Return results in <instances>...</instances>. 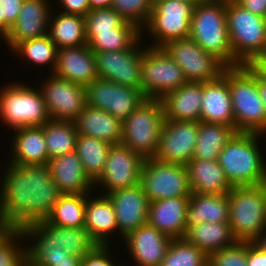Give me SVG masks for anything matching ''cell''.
I'll list each match as a JSON object with an SVG mask.
<instances>
[{"instance_id":"obj_30","label":"cell","mask_w":266,"mask_h":266,"mask_svg":"<svg viewBox=\"0 0 266 266\" xmlns=\"http://www.w3.org/2000/svg\"><path fill=\"white\" fill-rule=\"evenodd\" d=\"M186 168L192 193L228 194L233 188L218 160L191 159Z\"/></svg>"},{"instance_id":"obj_3","label":"cell","mask_w":266,"mask_h":266,"mask_svg":"<svg viewBox=\"0 0 266 266\" xmlns=\"http://www.w3.org/2000/svg\"><path fill=\"white\" fill-rule=\"evenodd\" d=\"M263 134L236 132L218 157L232 187L256 186L266 177V157L260 148Z\"/></svg>"},{"instance_id":"obj_12","label":"cell","mask_w":266,"mask_h":266,"mask_svg":"<svg viewBox=\"0 0 266 266\" xmlns=\"http://www.w3.org/2000/svg\"><path fill=\"white\" fill-rule=\"evenodd\" d=\"M22 231L31 242L27 245V259L35 265L81 266L83 257L70 255L61 246L60 227L43 220L29 224Z\"/></svg>"},{"instance_id":"obj_23","label":"cell","mask_w":266,"mask_h":266,"mask_svg":"<svg viewBox=\"0 0 266 266\" xmlns=\"http://www.w3.org/2000/svg\"><path fill=\"white\" fill-rule=\"evenodd\" d=\"M188 206L189 197L152 201L149 203L148 224L171 239L184 238Z\"/></svg>"},{"instance_id":"obj_53","label":"cell","mask_w":266,"mask_h":266,"mask_svg":"<svg viewBox=\"0 0 266 266\" xmlns=\"http://www.w3.org/2000/svg\"><path fill=\"white\" fill-rule=\"evenodd\" d=\"M113 0H89L90 9L110 8Z\"/></svg>"},{"instance_id":"obj_46","label":"cell","mask_w":266,"mask_h":266,"mask_svg":"<svg viewBox=\"0 0 266 266\" xmlns=\"http://www.w3.org/2000/svg\"><path fill=\"white\" fill-rule=\"evenodd\" d=\"M109 245H97L82 259L81 266H119V263H114L115 259L111 258ZM114 263V264H113ZM121 266V264H120Z\"/></svg>"},{"instance_id":"obj_25","label":"cell","mask_w":266,"mask_h":266,"mask_svg":"<svg viewBox=\"0 0 266 266\" xmlns=\"http://www.w3.org/2000/svg\"><path fill=\"white\" fill-rule=\"evenodd\" d=\"M89 194L85 204L84 228L97 245H109L111 234L118 232L113 203L107 194L93 195L95 197Z\"/></svg>"},{"instance_id":"obj_42","label":"cell","mask_w":266,"mask_h":266,"mask_svg":"<svg viewBox=\"0 0 266 266\" xmlns=\"http://www.w3.org/2000/svg\"><path fill=\"white\" fill-rule=\"evenodd\" d=\"M24 240L22 229H10L0 239V266H24L27 259V244L22 246Z\"/></svg>"},{"instance_id":"obj_47","label":"cell","mask_w":266,"mask_h":266,"mask_svg":"<svg viewBox=\"0 0 266 266\" xmlns=\"http://www.w3.org/2000/svg\"><path fill=\"white\" fill-rule=\"evenodd\" d=\"M60 11L67 14L86 16L91 10L89 0H58Z\"/></svg>"},{"instance_id":"obj_59","label":"cell","mask_w":266,"mask_h":266,"mask_svg":"<svg viewBox=\"0 0 266 266\" xmlns=\"http://www.w3.org/2000/svg\"><path fill=\"white\" fill-rule=\"evenodd\" d=\"M261 185L263 186L264 190L266 191V177H265V179L263 180V182H262Z\"/></svg>"},{"instance_id":"obj_7","label":"cell","mask_w":266,"mask_h":266,"mask_svg":"<svg viewBox=\"0 0 266 266\" xmlns=\"http://www.w3.org/2000/svg\"><path fill=\"white\" fill-rule=\"evenodd\" d=\"M0 90V119L12 130L42 126L50 120L39 88L24 83H7Z\"/></svg>"},{"instance_id":"obj_58","label":"cell","mask_w":266,"mask_h":266,"mask_svg":"<svg viewBox=\"0 0 266 266\" xmlns=\"http://www.w3.org/2000/svg\"><path fill=\"white\" fill-rule=\"evenodd\" d=\"M24 266H37L34 263L30 262L28 259L25 260Z\"/></svg>"},{"instance_id":"obj_2","label":"cell","mask_w":266,"mask_h":266,"mask_svg":"<svg viewBox=\"0 0 266 266\" xmlns=\"http://www.w3.org/2000/svg\"><path fill=\"white\" fill-rule=\"evenodd\" d=\"M235 131L266 135V109L258 90V74L249 66L227 67Z\"/></svg>"},{"instance_id":"obj_8","label":"cell","mask_w":266,"mask_h":266,"mask_svg":"<svg viewBox=\"0 0 266 266\" xmlns=\"http://www.w3.org/2000/svg\"><path fill=\"white\" fill-rule=\"evenodd\" d=\"M164 120L160 99L147 98L122 122L121 143L144 159L153 158Z\"/></svg>"},{"instance_id":"obj_15","label":"cell","mask_w":266,"mask_h":266,"mask_svg":"<svg viewBox=\"0 0 266 266\" xmlns=\"http://www.w3.org/2000/svg\"><path fill=\"white\" fill-rule=\"evenodd\" d=\"M45 79L39 90L50 120L73 122L87 105L86 88L53 74Z\"/></svg>"},{"instance_id":"obj_34","label":"cell","mask_w":266,"mask_h":266,"mask_svg":"<svg viewBox=\"0 0 266 266\" xmlns=\"http://www.w3.org/2000/svg\"><path fill=\"white\" fill-rule=\"evenodd\" d=\"M235 133L231 126L200 121L192 159L218 160L221 151Z\"/></svg>"},{"instance_id":"obj_35","label":"cell","mask_w":266,"mask_h":266,"mask_svg":"<svg viewBox=\"0 0 266 266\" xmlns=\"http://www.w3.org/2000/svg\"><path fill=\"white\" fill-rule=\"evenodd\" d=\"M110 148L111 144L105 141L87 135L77 136L75 152L93 182L103 173Z\"/></svg>"},{"instance_id":"obj_44","label":"cell","mask_w":266,"mask_h":266,"mask_svg":"<svg viewBox=\"0 0 266 266\" xmlns=\"http://www.w3.org/2000/svg\"><path fill=\"white\" fill-rule=\"evenodd\" d=\"M60 242L68 254L82 257L97 246L84 227H60Z\"/></svg>"},{"instance_id":"obj_21","label":"cell","mask_w":266,"mask_h":266,"mask_svg":"<svg viewBox=\"0 0 266 266\" xmlns=\"http://www.w3.org/2000/svg\"><path fill=\"white\" fill-rule=\"evenodd\" d=\"M50 3L48 0H23L5 45L12 50L22 41L47 35L50 17L54 13Z\"/></svg>"},{"instance_id":"obj_40","label":"cell","mask_w":266,"mask_h":266,"mask_svg":"<svg viewBox=\"0 0 266 266\" xmlns=\"http://www.w3.org/2000/svg\"><path fill=\"white\" fill-rule=\"evenodd\" d=\"M160 266H208V255L185 238L172 239Z\"/></svg>"},{"instance_id":"obj_41","label":"cell","mask_w":266,"mask_h":266,"mask_svg":"<svg viewBox=\"0 0 266 266\" xmlns=\"http://www.w3.org/2000/svg\"><path fill=\"white\" fill-rule=\"evenodd\" d=\"M87 43L98 33L112 31L114 28H138L125 21L115 10L101 8L90 10L85 16Z\"/></svg>"},{"instance_id":"obj_39","label":"cell","mask_w":266,"mask_h":266,"mask_svg":"<svg viewBox=\"0 0 266 266\" xmlns=\"http://www.w3.org/2000/svg\"><path fill=\"white\" fill-rule=\"evenodd\" d=\"M144 32L139 28H114L98 32L87 45L93 52L123 51L131 48Z\"/></svg>"},{"instance_id":"obj_29","label":"cell","mask_w":266,"mask_h":266,"mask_svg":"<svg viewBox=\"0 0 266 266\" xmlns=\"http://www.w3.org/2000/svg\"><path fill=\"white\" fill-rule=\"evenodd\" d=\"M73 122L78 135H87L111 145L121 143L123 123L102 109L86 105Z\"/></svg>"},{"instance_id":"obj_48","label":"cell","mask_w":266,"mask_h":266,"mask_svg":"<svg viewBox=\"0 0 266 266\" xmlns=\"http://www.w3.org/2000/svg\"><path fill=\"white\" fill-rule=\"evenodd\" d=\"M23 0H0V10L4 20L12 26L18 18Z\"/></svg>"},{"instance_id":"obj_10","label":"cell","mask_w":266,"mask_h":266,"mask_svg":"<svg viewBox=\"0 0 266 266\" xmlns=\"http://www.w3.org/2000/svg\"><path fill=\"white\" fill-rule=\"evenodd\" d=\"M145 48L141 58V91L147 98L161 99L188 82L182 69L162 47Z\"/></svg>"},{"instance_id":"obj_9","label":"cell","mask_w":266,"mask_h":266,"mask_svg":"<svg viewBox=\"0 0 266 266\" xmlns=\"http://www.w3.org/2000/svg\"><path fill=\"white\" fill-rule=\"evenodd\" d=\"M194 8L195 4L182 0H154L150 19L143 28L153 38L150 46L163 47L170 41L189 37Z\"/></svg>"},{"instance_id":"obj_54","label":"cell","mask_w":266,"mask_h":266,"mask_svg":"<svg viewBox=\"0 0 266 266\" xmlns=\"http://www.w3.org/2000/svg\"><path fill=\"white\" fill-rule=\"evenodd\" d=\"M258 90L266 109V82L258 75Z\"/></svg>"},{"instance_id":"obj_18","label":"cell","mask_w":266,"mask_h":266,"mask_svg":"<svg viewBox=\"0 0 266 266\" xmlns=\"http://www.w3.org/2000/svg\"><path fill=\"white\" fill-rule=\"evenodd\" d=\"M199 122L164 120L154 159L186 166L192 159Z\"/></svg>"},{"instance_id":"obj_57","label":"cell","mask_w":266,"mask_h":266,"mask_svg":"<svg viewBox=\"0 0 266 266\" xmlns=\"http://www.w3.org/2000/svg\"><path fill=\"white\" fill-rule=\"evenodd\" d=\"M182 1H186V2H189V3H191V4H195V5H197V4H199L200 2H203V1H205V0H182Z\"/></svg>"},{"instance_id":"obj_43","label":"cell","mask_w":266,"mask_h":266,"mask_svg":"<svg viewBox=\"0 0 266 266\" xmlns=\"http://www.w3.org/2000/svg\"><path fill=\"white\" fill-rule=\"evenodd\" d=\"M153 5L154 0H113L111 8L125 21L143 30L150 19Z\"/></svg>"},{"instance_id":"obj_22","label":"cell","mask_w":266,"mask_h":266,"mask_svg":"<svg viewBox=\"0 0 266 266\" xmlns=\"http://www.w3.org/2000/svg\"><path fill=\"white\" fill-rule=\"evenodd\" d=\"M52 74L86 88L99 78L94 52L87 44L58 49L57 62Z\"/></svg>"},{"instance_id":"obj_38","label":"cell","mask_w":266,"mask_h":266,"mask_svg":"<svg viewBox=\"0 0 266 266\" xmlns=\"http://www.w3.org/2000/svg\"><path fill=\"white\" fill-rule=\"evenodd\" d=\"M13 54H16L22 60L25 59V62L29 61L36 66H45L48 64L51 74L53 73L56 62H57V53L58 47L47 35L43 37H38L30 40H25L18 43L12 50Z\"/></svg>"},{"instance_id":"obj_24","label":"cell","mask_w":266,"mask_h":266,"mask_svg":"<svg viewBox=\"0 0 266 266\" xmlns=\"http://www.w3.org/2000/svg\"><path fill=\"white\" fill-rule=\"evenodd\" d=\"M47 165L61 194H92L94 182L75 151L51 158Z\"/></svg>"},{"instance_id":"obj_19","label":"cell","mask_w":266,"mask_h":266,"mask_svg":"<svg viewBox=\"0 0 266 266\" xmlns=\"http://www.w3.org/2000/svg\"><path fill=\"white\" fill-rule=\"evenodd\" d=\"M113 203L117 218L118 234L122 240L131 231L148 223L149 203L139 184L107 193ZM123 235V236H122Z\"/></svg>"},{"instance_id":"obj_32","label":"cell","mask_w":266,"mask_h":266,"mask_svg":"<svg viewBox=\"0 0 266 266\" xmlns=\"http://www.w3.org/2000/svg\"><path fill=\"white\" fill-rule=\"evenodd\" d=\"M57 12L58 14H51L48 36L58 49L86 45L85 17Z\"/></svg>"},{"instance_id":"obj_20","label":"cell","mask_w":266,"mask_h":266,"mask_svg":"<svg viewBox=\"0 0 266 266\" xmlns=\"http://www.w3.org/2000/svg\"><path fill=\"white\" fill-rule=\"evenodd\" d=\"M123 241L135 266H160L172 239L147 223L129 232Z\"/></svg>"},{"instance_id":"obj_36","label":"cell","mask_w":266,"mask_h":266,"mask_svg":"<svg viewBox=\"0 0 266 266\" xmlns=\"http://www.w3.org/2000/svg\"><path fill=\"white\" fill-rule=\"evenodd\" d=\"M87 194H62L46 219L58 227H84Z\"/></svg>"},{"instance_id":"obj_33","label":"cell","mask_w":266,"mask_h":266,"mask_svg":"<svg viewBox=\"0 0 266 266\" xmlns=\"http://www.w3.org/2000/svg\"><path fill=\"white\" fill-rule=\"evenodd\" d=\"M184 238L207 255L229 247L237 241L229 222H202L191 227Z\"/></svg>"},{"instance_id":"obj_56","label":"cell","mask_w":266,"mask_h":266,"mask_svg":"<svg viewBox=\"0 0 266 266\" xmlns=\"http://www.w3.org/2000/svg\"><path fill=\"white\" fill-rule=\"evenodd\" d=\"M11 229L5 222L0 220V239Z\"/></svg>"},{"instance_id":"obj_5","label":"cell","mask_w":266,"mask_h":266,"mask_svg":"<svg viewBox=\"0 0 266 266\" xmlns=\"http://www.w3.org/2000/svg\"><path fill=\"white\" fill-rule=\"evenodd\" d=\"M226 19L234 59L250 65L266 51V18L244 9L234 0H226Z\"/></svg>"},{"instance_id":"obj_4","label":"cell","mask_w":266,"mask_h":266,"mask_svg":"<svg viewBox=\"0 0 266 266\" xmlns=\"http://www.w3.org/2000/svg\"><path fill=\"white\" fill-rule=\"evenodd\" d=\"M190 38L227 67L241 66L233 56L226 19V0H205L195 5Z\"/></svg>"},{"instance_id":"obj_31","label":"cell","mask_w":266,"mask_h":266,"mask_svg":"<svg viewBox=\"0 0 266 266\" xmlns=\"http://www.w3.org/2000/svg\"><path fill=\"white\" fill-rule=\"evenodd\" d=\"M202 222H229L227 194L191 193L186 215V232Z\"/></svg>"},{"instance_id":"obj_11","label":"cell","mask_w":266,"mask_h":266,"mask_svg":"<svg viewBox=\"0 0 266 266\" xmlns=\"http://www.w3.org/2000/svg\"><path fill=\"white\" fill-rule=\"evenodd\" d=\"M140 185L150 202L190 197L192 193L186 166L161 162L154 158L144 159Z\"/></svg>"},{"instance_id":"obj_6","label":"cell","mask_w":266,"mask_h":266,"mask_svg":"<svg viewBox=\"0 0 266 266\" xmlns=\"http://www.w3.org/2000/svg\"><path fill=\"white\" fill-rule=\"evenodd\" d=\"M227 195L229 224L234 238L255 241L266 230V191L263 186L233 187Z\"/></svg>"},{"instance_id":"obj_13","label":"cell","mask_w":266,"mask_h":266,"mask_svg":"<svg viewBox=\"0 0 266 266\" xmlns=\"http://www.w3.org/2000/svg\"><path fill=\"white\" fill-rule=\"evenodd\" d=\"M182 69L188 82H210L227 68L216 56L203 50L192 38L170 41L162 47Z\"/></svg>"},{"instance_id":"obj_52","label":"cell","mask_w":266,"mask_h":266,"mask_svg":"<svg viewBox=\"0 0 266 266\" xmlns=\"http://www.w3.org/2000/svg\"><path fill=\"white\" fill-rule=\"evenodd\" d=\"M11 30V26L4 20V17L2 15V11L0 10V38L3 39L4 42L9 36Z\"/></svg>"},{"instance_id":"obj_16","label":"cell","mask_w":266,"mask_h":266,"mask_svg":"<svg viewBox=\"0 0 266 266\" xmlns=\"http://www.w3.org/2000/svg\"><path fill=\"white\" fill-rule=\"evenodd\" d=\"M142 39L123 51L94 52L98 77L141 90Z\"/></svg>"},{"instance_id":"obj_14","label":"cell","mask_w":266,"mask_h":266,"mask_svg":"<svg viewBox=\"0 0 266 266\" xmlns=\"http://www.w3.org/2000/svg\"><path fill=\"white\" fill-rule=\"evenodd\" d=\"M147 97L134 87L97 78L86 87L87 105L102 109L123 122Z\"/></svg>"},{"instance_id":"obj_49","label":"cell","mask_w":266,"mask_h":266,"mask_svg":"<svg viewBox=\"0 0 266 266\" xmlns=\"http://www.w3.org/2000/svg\"><path fill=\"white\" fill-rule=\"evenodd\" d=\"M247 266H266V251L254 241L247 242Z\"/></svg>"},{"instance_id":"obj_37","label":"cell","mask_w":266,"mask_h":266,"mask_svg":"<svg viewBox=\"0 0 266 266\" xmlns=\"http://www.w3.org/2000/svg\"><path fill=\"white\" fill-rule=\"evenodd\" d=\"M42 127L49 160L75 151L78 133L74 122L49 120Z\"/></svg>"},{"instance_id":"obj_28","label":"cell","mask_w":266,"mask_h":266,"mask_svg":"<svg viewBox=\"0 0 266 266\" xmlns=\"http://www.w3.org/2000/svg\"><path fill=\"white\" fill-rule=\"evenodd\" d=\"M10 158L14 165L48 164L49 155L42 126L20 127L13 130Z\"/></svg>"},{"instance_id":"obj_1","label":"cell","mask_w":266,"mask_h":266,"mask_svg":"<svg viewBox=\"0 0 266 266\" xmlns=\"http://www.w3.org/2000/svg\"><path fill=\"white\" fill-rule=\"evenodd\" d=\"M0 183V220L11 229H23L46 220L62 195L47 164L7 163Z\"/></svg>"},{"instance_id":"obj_51","label":"cell","mask_w":266,"mask_h":266,"mask_svg":"<svg viewBox=\"0 0 266 266\" xmlns=\"http://www.w3.org/2000/svg\"><path fill=\"white\" fill-rule=\"evenodd\" d=\"M266 82V58L258 57L249 65Z\"/></svg>"},{"instance_id":"obj_50","label":"cell","mask_w":266,"mask_h":266,"mask_svg":"<svg viewBox=\"0 0 266 266\" xmlns=\"http://www.w3.org/2000/svg\"><path fill=\"white\" fill-rule=\"evenodd\" d=\"M251 13L266 18V0H234Z\"/></svg>"},{"instance_id":"obj_26","label":"cell","mask_w":266,"mask_h":266,"mask_svg":"<svg viewBox=\"0 0 266 266\" xmlns=\"http://www.w3.org/2000/svg\"><path fill=\"white\" fill-rule=\"evenodd\" d=\"M200 121L224 124L235 130L229 83L223 75L213 81L202 83Z\"/></svg>"},{"instance_id":"obj_17","label":"cell","mask_w":266,"mask_h":266,"mask_svg":"<svg viewBox=\"0 0 266 266\" xmlns=\"http://www.w3.org/2000/svg\"><path fill=\"white\" fill-rule=\"evenodd\" d=\"M143 162L144 158L140 154L124 144L111 145L104 171L94 182V187L102 186V191L107 194L139 184Z\"/></svg>"},{"instance_id":"obj_27","label":"cell","mask_w":266,"mask_h":266,"mask_svg":"<svg viewBox=\"0 0 266 266\" xmlns=\"http://www.w3.org/2000/svg\"><path fill=\"white\" fill-rule=\"evenodd\" d=\"M165 119L200 122L202 82H187L160 99Z\"/></svg>"},{"instance_id":"obj_55","label":"cell","mask_w":266,"mask_h":266,"mask_svg":"<svg viewBox=\"0 0 266 266\" xmlns=\"http://www.w3.org/2000/svg\"><path fill=\"white\" fill-rule=\"evenodd\" d=\"M262 250L266 251V230L254 241Z\"/></svg>"},{"instance_id":"obj_45","label":"cell","mask_w":266,"mask_h":266,"mask_svg":"<svg viewBox=\"0 0 266 266\" xmlns=\"http://www.w3.org/2000/svg\"><path fill=\"white\" fill-rule=\"evenodd\" d=\"M208 266H247V242L236 241L229 247L210 253Z\"/></svg>"}]
</instances>
